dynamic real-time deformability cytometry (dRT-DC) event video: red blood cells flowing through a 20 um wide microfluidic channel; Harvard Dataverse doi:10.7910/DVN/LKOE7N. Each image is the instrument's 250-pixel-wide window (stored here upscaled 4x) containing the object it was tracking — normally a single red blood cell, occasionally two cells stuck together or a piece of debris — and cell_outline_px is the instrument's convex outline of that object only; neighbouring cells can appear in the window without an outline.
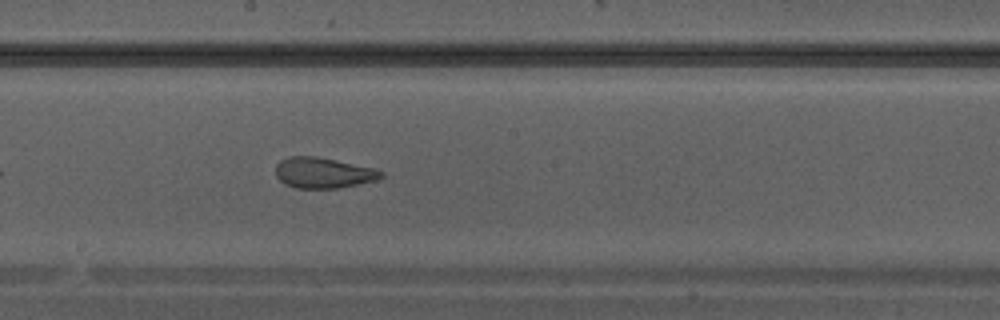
{"species": "Egyptian fruit bat (a non-hibernating species)", "species_latin": "Rousettus aegyptiacus", "temperature_condition": "warm", "stored_images_in_passage": 24, "camera_frame_rate_fps": 3000, "um_per_image_px": 0.085, "animal": {"sex": "male"}, "frame": {"image": 1, "passage_image": 8, "time_ms": 2.333, "image_size_px": [1000, 320], "cell_outline_px": [[384, 176], [376, 180], [340, 188], [296, 188], [284, 184], [276, 176], [276, 164], [280, 160], [288, 156], [316, 156], [376, 168], [384, 172]], "centroid_in_image_um": [27.48, 14.68], "position_along_channel_um": 220.7, "area_um2": 19.02}}
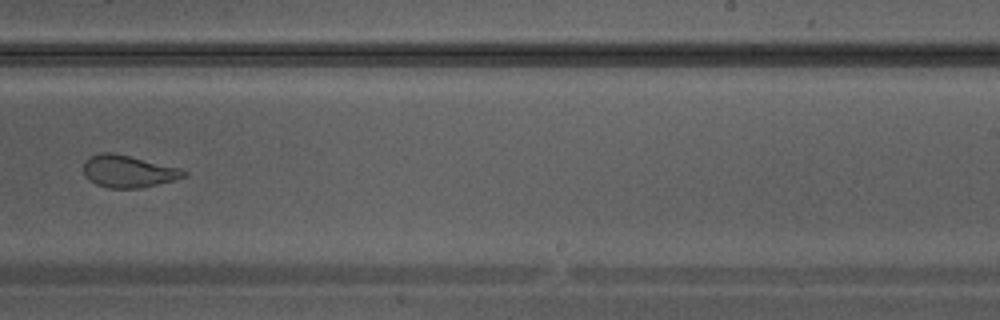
{"frame": {"image": 2, "passage_image": 11, "time_ms": 3.333, "image_size_px": [1000, 320], "cell_outline_px": [[188, 176], [140, 188], [108, 188], [96, 184], [88, 180], [84, 176], [84, 160], [100, 152], [112, 152], [180, 168], [188, 172]], "centroid_in_image_um": [10.87, 14.56], "position_along_channel_um": 278.1, "area_um2": 18.73}}